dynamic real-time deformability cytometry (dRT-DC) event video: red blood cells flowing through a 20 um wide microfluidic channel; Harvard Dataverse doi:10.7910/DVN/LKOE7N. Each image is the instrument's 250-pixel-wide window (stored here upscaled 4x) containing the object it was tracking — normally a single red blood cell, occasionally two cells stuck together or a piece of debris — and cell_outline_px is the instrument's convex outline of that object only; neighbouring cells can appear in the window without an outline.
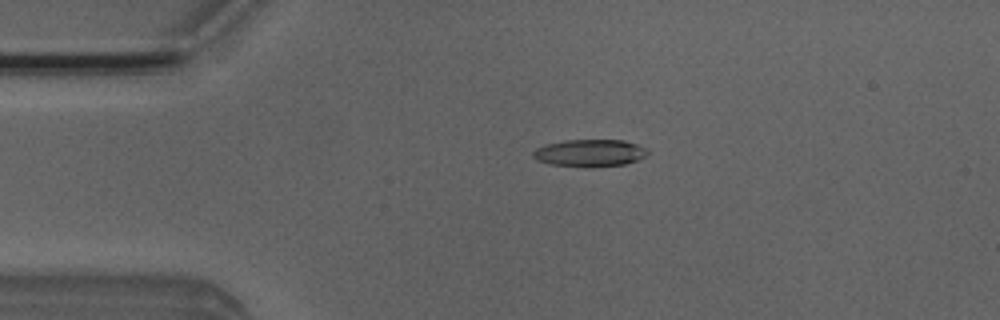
{"species": "Egyptian fruit bat (a non-hibernating species)", "species_latin": "Rousettus aegyptiacus", "temperature_condition": "room temperature", "stored_images_in_passage": 51, "camera_frame_rate_fps": 3000, "um_per_image_px": 0.085, "animal": {"sex": "male"}, "frame": {"image": 1, "passage_image": 11, "time_ms": 3.333, "image_size_px": [1000, 320], "cell_outline_px": [[648, 152], [644, 156], [636, 160], [624, 164], [592, 168], [588, 168], [548, 164], [536, 160], [532, 156], [532, 152], [536, 148], [544, 144], [564, 140], [624, 140], [636, 144], [644, 148]], "centroid_in_image_um": [50.05, 13.01], "position_along_channel_um": 34.9, "area_um2": 18.38}}
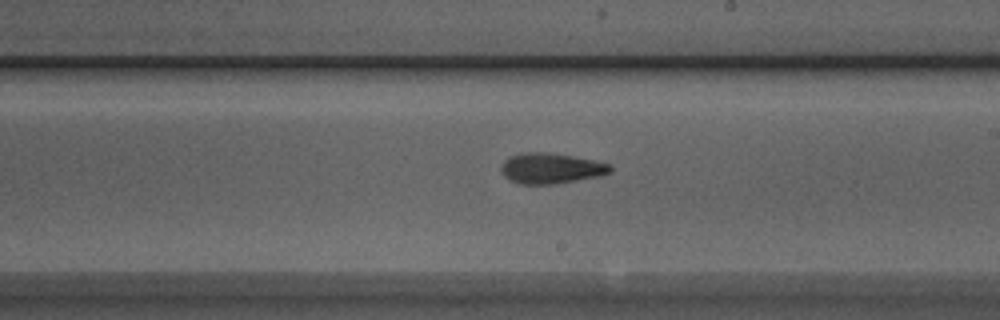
{"frame": {"image": 2, "passage_image": 29, "time_ms": 9.333, "image_size_px": [1000, 320], "cell_outline_px": [[612, 172], [600, 176], [556, 184], [520, 184], [508, 180], [500, 172], [500, 168], [504, 160], [508, 156], [524, 152], [544, 152], [572, 156], [592, 160], [608, 164], [612, 168]], "centroid_in_image_um": [46.78, 14.31], "position_along_channel_um": 242.2, "area_um2": 19.54}}
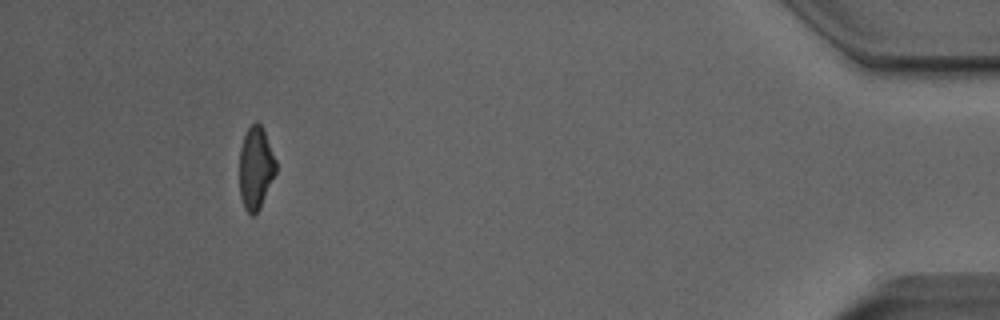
{"frame": {"image": 3, "passage_image": 47, "time_ms": 15.333, "image_size_px": [1000, 320], "cell_outline_px": [[276, 172], [260, 208], [252, 216], [244, 208], [240, 196], [240, 148], [244, 136], [248, 128], [256, 120], [260, 124], [264, 132], [276, 160]], "centroid_in_image_um": [21.73, 14.28], "position_along_channel_um": 413.5, "area_um2": 17.34}, "authors_computed_cell_mechanics": {"area_um2": 18.8428, "velocity_mm_per_s": 4.032, "shape_relaxation_time_tau1_ms": 9.7964, "shape_relaxation_time_tau2_ms": 3.4594, "deformation_change_tau1": 0.2448, "deformation_change_tau2": 0.13}}